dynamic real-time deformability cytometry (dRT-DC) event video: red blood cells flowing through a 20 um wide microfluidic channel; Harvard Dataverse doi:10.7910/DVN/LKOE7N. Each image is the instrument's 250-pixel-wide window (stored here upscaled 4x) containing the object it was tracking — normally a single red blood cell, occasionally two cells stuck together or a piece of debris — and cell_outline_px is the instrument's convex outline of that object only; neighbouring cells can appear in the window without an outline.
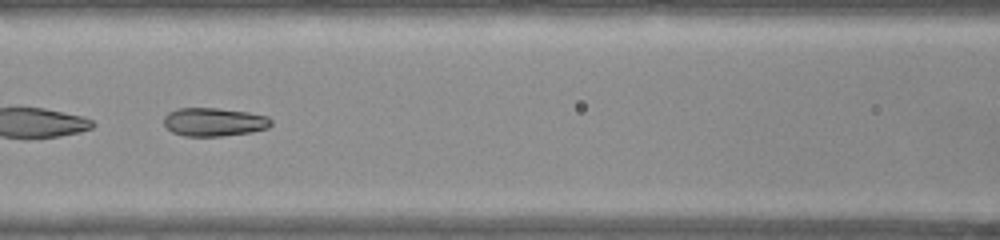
{"species": "common noctule bat (a hibernating species)", "species_latin": "Nyctalus noctula", "temperature_condition": "warm", "stored_images_in_passage": 50, "camera_frame_rate_fps": 3000, "um_per_image_px": 0.085, "animal": {"sex": "female", "body_mass_g": 22.0, "forearm_length_mm": 56.7}, "frame": {"image": 1, "passage_image": 22, "time_ms": 7.0, "image_size_px": [1000, 240], "cell_outline_px": [[272, 124], [268, 128], [252, 132], [220, 136], [184, 136], [172, 132], [164, 124], [164, 116], [168, 112], [176, 108], [216, 108], [248, 112], [268, 116], [272, 120]], "centroid_in_image_um": [18.2, 10.36], "position_along_channel_um": 148.4, "area_um2": 17.86}, "authors_computed_cell_mechanics": {"area_um2": 19.0451, "velocity_mm_per_s": 3.8629, "shape_relaxation_time_tau1_ms": null, "shape_relaxation_time_tau2_ms": 0.7461, "deformation_change_tau1": null, "deformation_change_tau2": 0.0475}}